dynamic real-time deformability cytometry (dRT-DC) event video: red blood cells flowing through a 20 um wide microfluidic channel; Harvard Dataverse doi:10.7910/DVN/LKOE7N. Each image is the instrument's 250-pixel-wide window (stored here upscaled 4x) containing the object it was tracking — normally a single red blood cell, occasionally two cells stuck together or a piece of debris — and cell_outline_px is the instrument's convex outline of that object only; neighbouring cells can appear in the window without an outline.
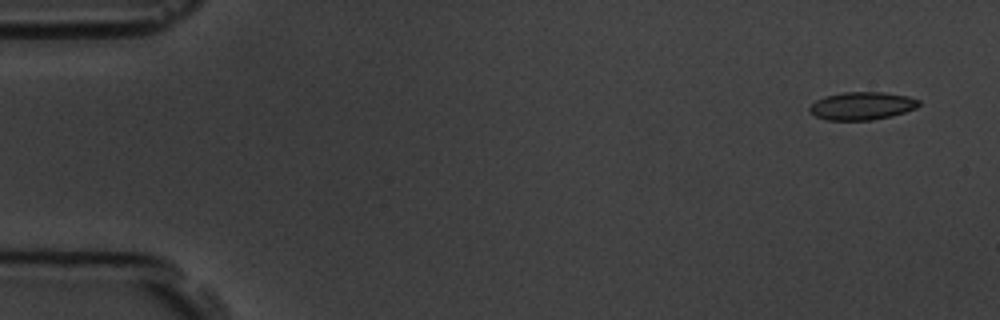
{"species": "common noctule bat (a hibernating species)", "species_latin": "Nyctalus noctula", "temperature_condition": "room temperature", "stored_images_in_passage": 4, "camera_frame_rate_fps": 3000, "um_per_image_px": 0.085, "animal": {"sex": "male", "body_mass_g": 19.5, "forearm_length_mm": 54.6}, "frame": {"image": 1, "passage_image": 1, "time_ms": 0.0, "image_size_px": [1000, 320], "cell_outline_px": [[920, 104], [916, 108], [892, 116], [872, 120], [824, 120], [808, 112], [808, 108], [816, 100], [824, 96], [844, 92], [884, 92], [908, 96], [920, 100]], "centroid_in_image_um": [73.25, 9.0], "position_along_channel_um": 11.8, "area_um2": 17.92}}
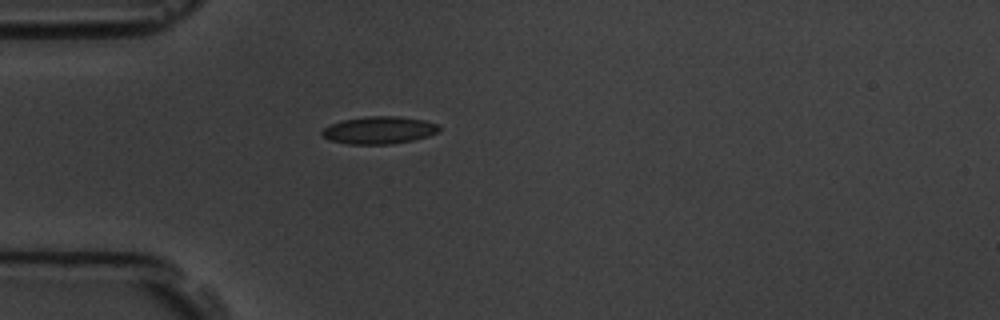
{"frame": {"image": 2, "passage_image": 4, "time_ms": 4.333, "image_size_px": [1000, 320], "cell_outline_px": [[440, 132], [428, 136], [412, 140], [392, 144], [348, 144], [328, 140], [320, 132], [324, 128], [332, 124], [344, 120], [368, 116], [396, 116], [424, 120], [440, 124]], "centroid_in_image_um": [32.26, 11.07], "position_along_channel_um": 52.7, "area_um2": 18.73}}